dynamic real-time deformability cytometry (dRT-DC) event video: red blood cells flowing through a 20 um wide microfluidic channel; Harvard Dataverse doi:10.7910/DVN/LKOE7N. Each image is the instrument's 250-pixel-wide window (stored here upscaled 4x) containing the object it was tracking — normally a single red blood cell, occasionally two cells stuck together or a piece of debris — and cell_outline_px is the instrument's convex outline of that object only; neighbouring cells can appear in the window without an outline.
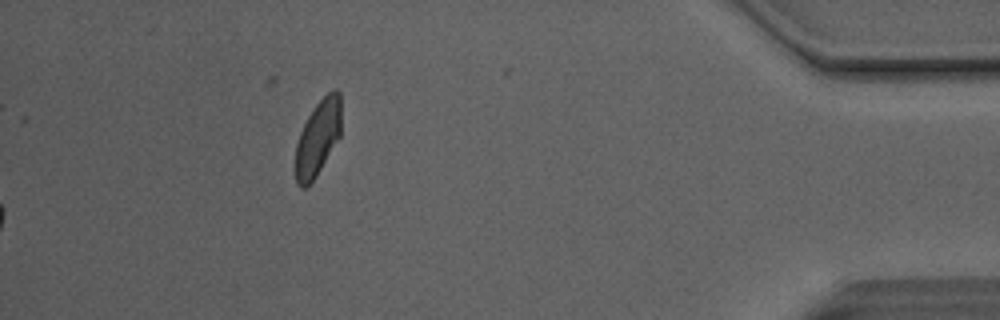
{"species": "Egyptian fruit bat (a non-hibernating species)", "species_latin": "Rousettus aegyptiacus", "temperature_condition": "room temperature", "stored_images_in_passage": 51, "camera_frame_rate_fps": 3000, "um_per_image_px": 0.085, "animal": {"sex": "male"}, "frame": {"image": 1, "passage_image": 51, "time_ms": 16.667, "image_size_px": [1000, 320], "cell_outline_px": [[340, 136], [316, 176], [304, 188], [300, 188], [296, 184], [296, 144], [300, 132], [308, 116], [316, 104], [332, 88], [336, 88], [340, 92]], "centroid_in_image_um": [27.02, 11.69], "position_along_channel_um": 408.2, "area_um2": 19.88}, "authors_computed_cell_mechanics": {"area_um2": 21.2126, "velocity_mm_per_s": 4.1294, "shape_relaxation_time_tau1_ms": 4.1428, "shape_relaxation_time_tau2_ms": 2.2574, "deformation_change_tau1": 0.1415, "deformation_change_tau2": 0.0775}}